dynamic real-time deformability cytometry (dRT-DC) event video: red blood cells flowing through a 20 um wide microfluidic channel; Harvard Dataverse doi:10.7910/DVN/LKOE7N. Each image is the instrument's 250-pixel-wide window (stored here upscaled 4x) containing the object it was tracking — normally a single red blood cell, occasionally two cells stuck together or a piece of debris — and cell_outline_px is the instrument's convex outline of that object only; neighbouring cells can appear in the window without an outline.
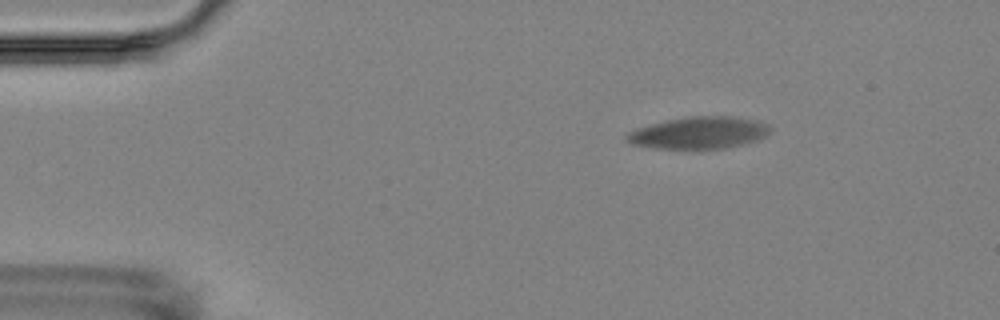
{"species": "Egyptian fruit bat (a non-hibernating species)", "species_latin": "Rousettus aegyptiacus", "temperature_condition": "room temperature", "stored_images_in_passage": 4, "segment_of_instrument_passage": [1, 2], "camera_frame_rate_fps": 3000, "um_per_image_px": 0.085, "animal": {"sex": "female"}, "frame": {"image": 1, "passage_image": 1, "time_ms": 0.0, "image_size_px": [1000, 320], "cell_outline_px": [[772, 128], [764, 136], [756, 140], [724, 148], [656, 148], [632, 144], [624, 140], [624, 136], [628, 132], [636, 128], [668, 120], [692, 116], [732, 116], [752, 120], [768, 124]], "centroid_in_image_um": [59.36, 11.28], "position_along_channel_um": 25.6, "area_um2": 26.3}}